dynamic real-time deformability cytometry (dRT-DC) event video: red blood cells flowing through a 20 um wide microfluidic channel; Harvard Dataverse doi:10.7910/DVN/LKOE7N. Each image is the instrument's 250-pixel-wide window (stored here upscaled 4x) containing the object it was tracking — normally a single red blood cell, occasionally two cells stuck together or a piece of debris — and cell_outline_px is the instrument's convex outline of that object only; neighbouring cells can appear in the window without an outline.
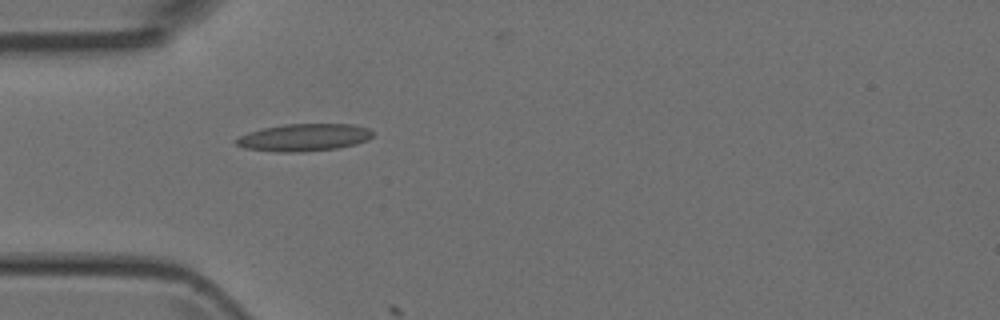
{"species": "Egyptian fruit bat (a non-hibernating species)", "species_latin": "Rousettus aegyptiacus", "temperature_condition": "room temperature", "stored_images_in_passage": 1, "camera_frame_rate_fps": 3000, "um_per_image_px": 0.085, "animal": {"sex": "female"}, "frame": {"image": 1, "passage_image": 1, "time_ms": 0.0, "image_size_px": [1000, 320], "cell_outline_px": [[372, 136], [368, 140], [356, 144], [336, 148], [300, 152], [276, 152], [244, 148], [236, 144], [232, 140], [248, 132], [260, 128], [284, 124], [352, 124], [368, 128], [372, 132]], "centroid_in_image_um": [25.79, 11.68], "position_along_channel_um": 59.2, "area_um2": 21.91}}